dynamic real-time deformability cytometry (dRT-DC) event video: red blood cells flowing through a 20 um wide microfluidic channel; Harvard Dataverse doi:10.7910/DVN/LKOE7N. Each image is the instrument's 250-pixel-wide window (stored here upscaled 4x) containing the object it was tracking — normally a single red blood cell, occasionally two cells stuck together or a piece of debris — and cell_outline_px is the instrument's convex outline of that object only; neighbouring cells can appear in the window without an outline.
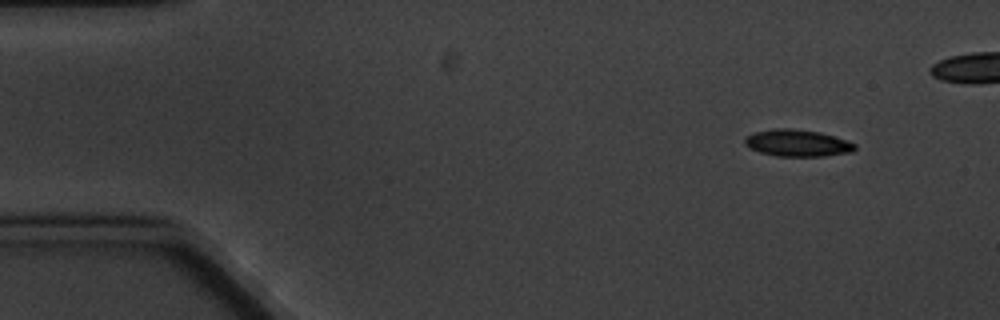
{"species": "common noctule bat (a hibernating species)", "species_latin": "Nyctalus noctula", "temperature_condition": "cold", "stored_images_in_passage": 5, "segment_of_instrument_passage": [2, 2], "camera_frame_rate_fps": 3000, "um_per_image_px": 0.085, "animal": {"sex": "male", "body_mass_g": 20.1, "forearm_length_mm": 53.5}, "frame": {"image": 1, "passage_image": 5, "time_ms": 5.667, "image_size_px": [1000, 320], "cell_outline_px": [[856, 148], [852, 152], [824, 156], [776, 156], [760, 152], [748, 148], [744, 144], [744, 140], [748, 136], [756, 132], [776, 128], [788, 128], [820, 132], [856, 144]], "centroid_in_image_um": [67.76, 12.17], "position_along_channel_um": 17.2, "area_um2": 17.05}}